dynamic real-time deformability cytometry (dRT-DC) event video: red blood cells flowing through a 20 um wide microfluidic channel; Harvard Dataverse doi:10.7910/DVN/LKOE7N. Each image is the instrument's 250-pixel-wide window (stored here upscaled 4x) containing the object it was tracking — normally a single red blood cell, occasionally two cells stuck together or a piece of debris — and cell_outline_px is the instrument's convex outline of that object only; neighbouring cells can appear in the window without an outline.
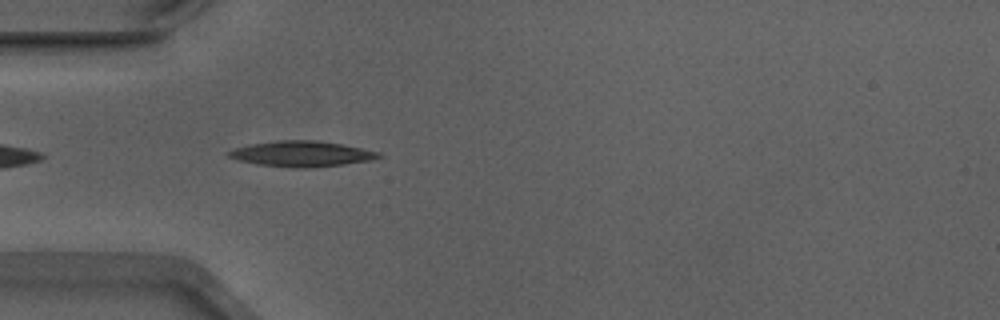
{"species": "Egyptian fruit bat (a non-hibernating species)", "species_latin": "Rousettus aegyptiacus", "temperature_condition": "warm", "stored_images_in_passage": 33, "camera_frame_rate_fps": 3000, "um_per_image_px": 0.085, "animal": {"sex": "male"}, "frame": {"image": 1, "passage_image": 2, "time_ms": 0.333, "image_size_px": [1000, 320], "cell_outline_px": [[384, 156], [372, 160], [344, 164], [312, 168], [288, 168], [256, 164], [240, 160], [228, 156], [228, 152], [236, 148], [252, 144], [280, 140], [312, 140], [340, 144], [380, 152]], "centroid_in_image_um": [25.68, 13.09], "position_along_channel_um": 59.3, "area_um2": 22.2}}
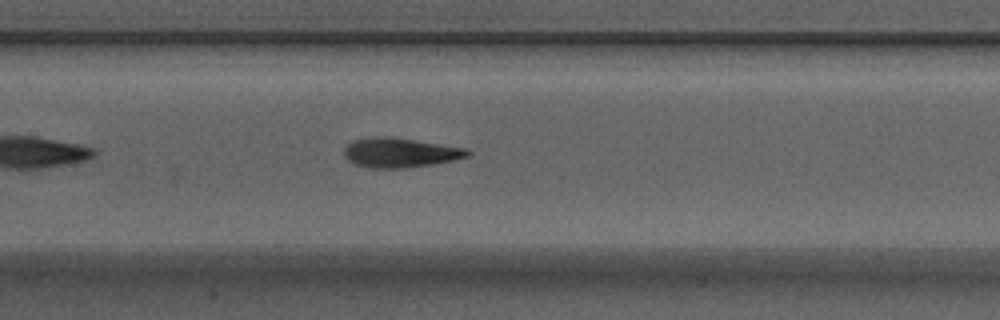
{"frame": {"image": 2, "passage_image": 11, "time_ms": 3.333, "image_size_px": [1000, 320], "cell_outline_px": [[472, 152], [468, 156], [452, 160], [432, 164], [404, 168], [372, 168], [356, 164], [348, 160], [344, 156], [344, 148], [352, 140], [376, 136], [392, 136], [464, 148]], "centroid_in_image_um": [33.97, 12.96], "position_along_channel_um": 173.4, "area_um2": 21.15}}
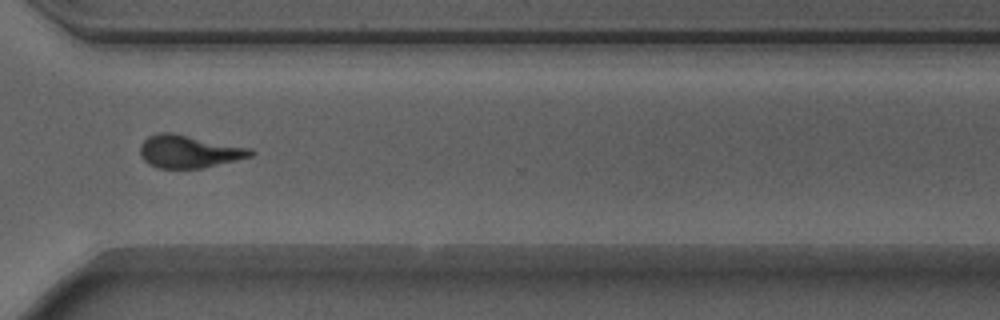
{"frame": {"image": 3, "passage_image": 25, "time_ms": 8.0, "image_size_px": [1000, 320], "cell_outline_px": [[256, 152], [252, 156], [204, 168], [156, 168], [148, 164], [144, 160], [140, 152], [140, 144], [148, 136], [160, 132], [172, 132], [252, 148]], "centroid_in_image_um": [16.07, 12.87], "position_along_channel_um": 354.5, "area_um2": 21.27}, "authors_computed_cell_mechanics": {"area_um2": 21.0392, "velocity_mm_per_s": 3.8855, "shape_relaxation_time_tau1_ms": 3.2448, "shape_relaxation_time_tau2_ms": 2.3179, "deformation_change_tau1": 0.1712, "deformation_change_tau2": 0.1135}}